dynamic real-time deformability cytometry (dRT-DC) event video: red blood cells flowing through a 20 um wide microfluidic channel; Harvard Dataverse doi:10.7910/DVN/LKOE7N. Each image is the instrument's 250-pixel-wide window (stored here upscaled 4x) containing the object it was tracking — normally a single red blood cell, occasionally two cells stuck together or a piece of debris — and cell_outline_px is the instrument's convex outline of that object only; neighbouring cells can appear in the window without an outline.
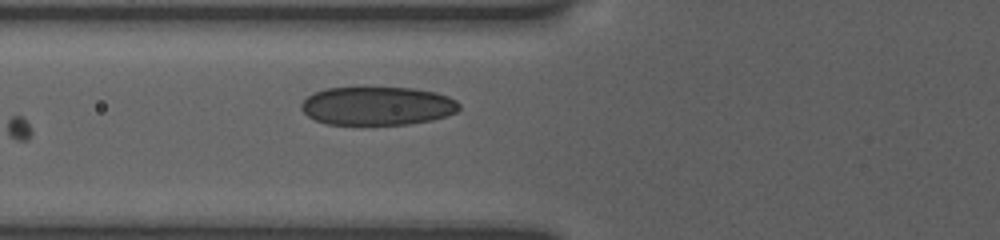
{"species": "human", "species_latin": "Homo sapiens", "temperature_condition": "room temperature", "stored_images_in_passage": 7, "camera_frame_rate_fps": 3000, "um_per_image_px": 0.085, "donor": {"sex": "female"}, "frame": {"image": 1, "passage_image": 7, "time_ms": 5.0, "image_size_px": [1000, 240], "cell_outline_px": [[460, 108], [456, 112], [432, 120], [408, 124], [328, 124], [316, 120], [308, 116], [300, 108], [300, 104], [308, 96], [324, 88], [412, 88], [436, 92], [448, 96], [456, 100], [460, 104]], "centroid_in_image_um": [32.08, 9.0], "position_along_channel_um": 93.7, "area_um2": 35.26}}